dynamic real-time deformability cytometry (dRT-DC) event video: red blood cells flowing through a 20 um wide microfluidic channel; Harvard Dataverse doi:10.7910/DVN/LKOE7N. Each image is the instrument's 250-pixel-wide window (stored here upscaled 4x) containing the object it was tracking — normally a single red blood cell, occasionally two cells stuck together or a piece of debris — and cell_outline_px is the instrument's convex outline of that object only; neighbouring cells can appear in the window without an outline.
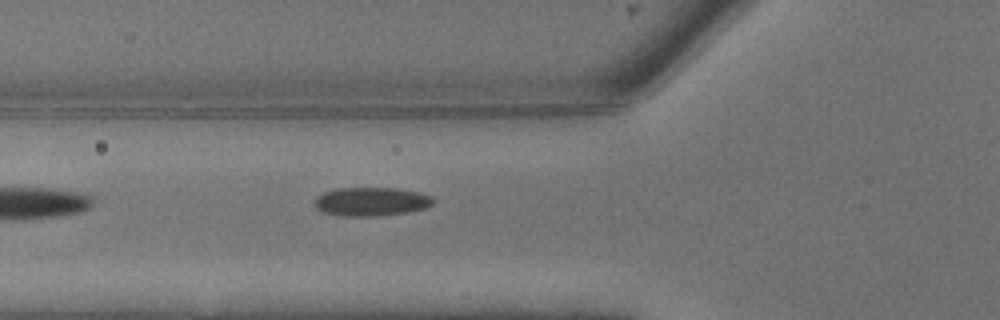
{"species": "common noctule bat (a hibernating species)", "species_latin": "Nyctalus noctula", "temperature_condition": "warm", "stored_images_in_passage": 2, "camera_frame_rate_fps": 3000, "um_per_image_px": 0.085, "animal": {"sex": "male", "body_mass_g": 13.3}, "frame": {"image": 1, "passage_image": 2, "time_ms": 0.333, "image_size_px": [1000, 320], "cell_outline_px": [[436, 200], [432, 204], [424, 208], [408, 212], [376, 216], [340, 216], [324, 212], [316, 208], [316, 196], [324, 192], [336, 188], [396, 188], [416, 192], [432, 196]], "centroid_in_image_um": [31.56, 17.13], "position_along_channel_um": 94.2, "area_um2": 19.77}}